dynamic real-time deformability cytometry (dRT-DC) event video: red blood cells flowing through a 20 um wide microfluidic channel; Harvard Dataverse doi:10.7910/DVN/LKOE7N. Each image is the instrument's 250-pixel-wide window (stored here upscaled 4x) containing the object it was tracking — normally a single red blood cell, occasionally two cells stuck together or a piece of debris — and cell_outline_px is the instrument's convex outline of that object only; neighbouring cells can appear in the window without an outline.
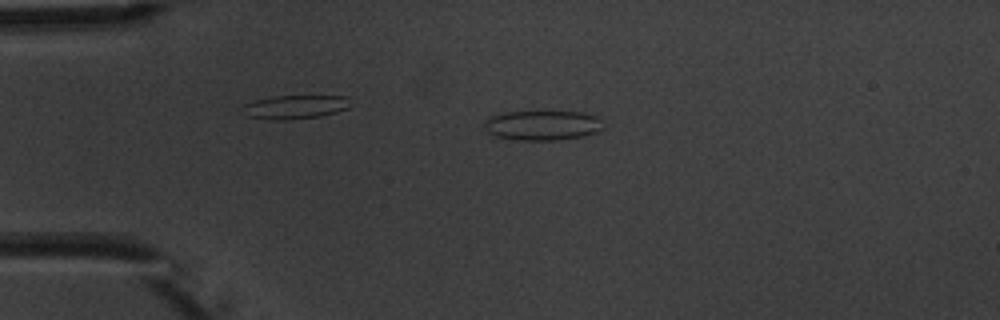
{"species": "common noctule bat (a hibernating species)", "species_latin": "Nyctalus noctula", "temperature_condition": "warm", "stored_images_in_passage": 5, "camera_frame_rate_fps": 3000, "um_per_image_px": 0.085, "animal": {"sex": "male", "body_mass_g": 20.1, "forearm_length_mm": 53.5}, "frame": {"image": 1, "passage_image": 4, "time_ms": 3.333, "image_size_px": [1000, 320], "cell_outline_px": [[604, 128], [596, 132], [584, 136], [560, 140], [516, 140], [496, 136], [488, 132], [484, 128], [484, 120], [488, 116], [504, 112], [584, 112], [596, 116], [600, 120]], "centroid_in_image_um": [46.09, 10.65], "position_along_channel_um": 38.9, "area_um2": 20.81}}